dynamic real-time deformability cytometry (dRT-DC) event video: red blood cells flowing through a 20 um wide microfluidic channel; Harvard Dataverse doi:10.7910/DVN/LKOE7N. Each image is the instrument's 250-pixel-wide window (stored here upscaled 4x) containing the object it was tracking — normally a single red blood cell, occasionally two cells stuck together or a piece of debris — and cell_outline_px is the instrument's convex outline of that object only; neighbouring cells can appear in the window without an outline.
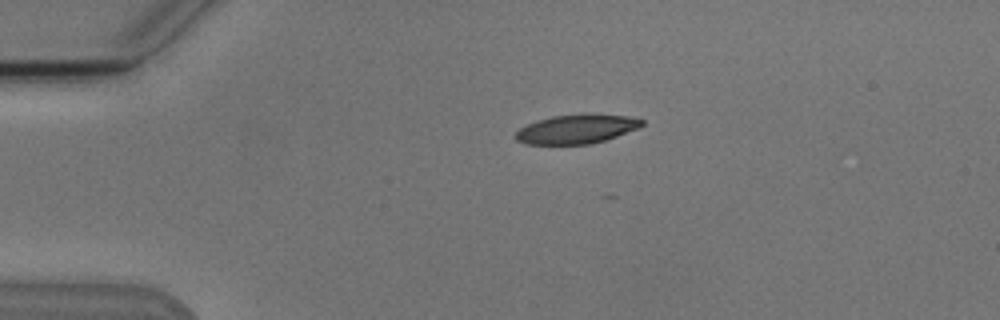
{"species": "Egyptian fruit bat (a non-hibernating species)", "species_latin": "Rousettus aegyptiacus", "temperature_condition": "cold", "stored_images_in_passage": 3, "camera_frame_rate_fps": 3000, "um_per_image_px": 0.085, "animal": {"sex": "male"}, "frame": {"image": 1, "passage_image": 2, "time_ms": 1.333, "image_size_px": [1000, 320], "cell_outline_px": [[644, 124], [640, 128], [604, 140], [588, 144], [524, 144], [516, 140], [516, 132], [520, 128], [536, 120], [552, 116], [628, 116], [644, 120]], "centroid_in_image_um": [48.98, 11.0], "position_along_channel_um": 36.0, "area_um2": 20.63}}